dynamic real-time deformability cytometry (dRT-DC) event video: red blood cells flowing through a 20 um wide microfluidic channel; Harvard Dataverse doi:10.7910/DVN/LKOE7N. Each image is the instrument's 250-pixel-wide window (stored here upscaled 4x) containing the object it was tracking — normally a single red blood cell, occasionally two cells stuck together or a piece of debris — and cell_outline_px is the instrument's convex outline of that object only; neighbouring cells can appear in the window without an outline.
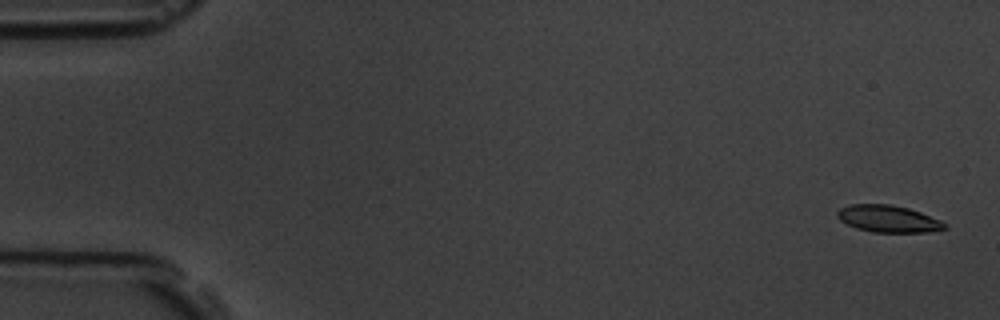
{"species": "common noctule bat (a hibernating species)", "species_latin": "Nyctalus noctula", "temperature_condition": "room temperature", "stored_images_in_passage": 5, "camera_frame_rate_fps": 3000, "um_per_image_px": 0.085, "animal": {"sex": "male", "body_mass_g": 19.5, "forearm_length_mm": 54.6}, "frame": {"image": 1, "passage_image": 1, "time_ms": 0.0, "image_size_px": [1000, 320], "cell_outline_px": [[948, 228], [928, 232], [872, 232], [856, 228], [840, 220], [836, 216], [836, 212], [840, 208], [848, 204], [892, 204], [908, 208], [920, 212], [940, 220], [948, 224]], "centroid_in_image_um": [75.5, 18.59], "position_along_channel_um": 9.5, "area_um2": 16.99}}
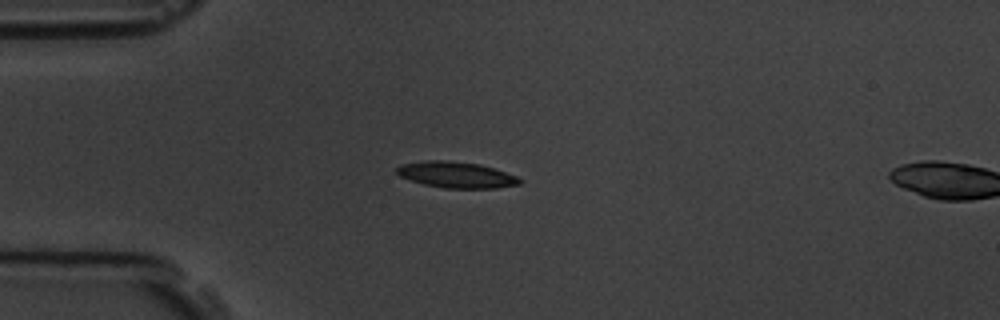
{"frame": {"image": 2, "passage_image": 4, "time_ms": 4.333, "image_size_px": [1000, 320], "cell_outline_px": [[524, 180], [520, 184], [496, 188], [444, 188], [424, 184], [400, 176], [396, 172], [396, 168], [400, 164], [424, 160], [448, 160], [480, 164], [516, 176]], "centroid_in_image_um": [38.77, 14.85], "position_along_channel_um": 46.2, "area_um2": 18.67}}